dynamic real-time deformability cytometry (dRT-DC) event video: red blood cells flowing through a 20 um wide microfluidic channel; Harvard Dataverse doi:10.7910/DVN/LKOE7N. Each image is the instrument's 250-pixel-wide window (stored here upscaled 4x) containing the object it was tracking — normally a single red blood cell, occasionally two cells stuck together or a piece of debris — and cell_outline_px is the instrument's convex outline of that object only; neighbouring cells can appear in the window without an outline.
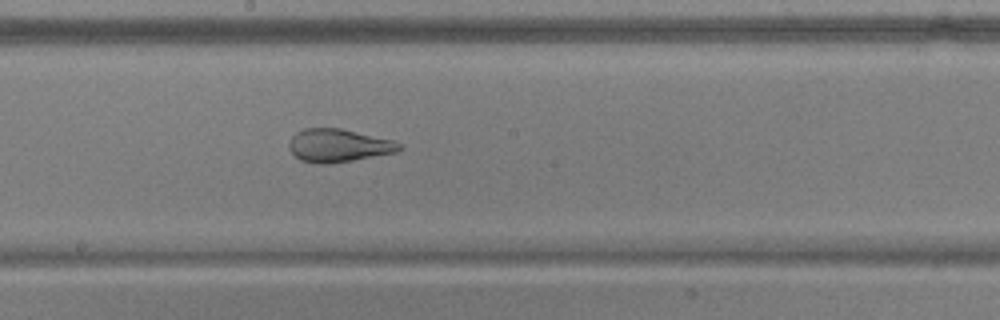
{"species": "common noctule bat (a hibernating species)", "species_latin": "Nyctalus noctula", "temperature_condition": "warm", "stored_images_in_passage": 33, "camera_frame_rate_fps": 3000, "um_per_image_px": 0.085, "animal": {"sex": "male", "body_mass_g": 17.9, "forearm_length_mm": 54.2}, "frame": {"image": 1, "passage_image": 16, "time_ms": 5.0, "image_size_px": [1000, 320], "cell_outline_px": [[404, 148], [396, 152], [352, 160], [328, 164], [316, 164], [300, 160], [288, 148], [288, 144], [292, 136], [296, 132], [304, 128], [340, 128], [392, 140], [404, 144]], "centroid_in_image_um": [28.76, 12.37], "position_along_channel_um": 219.4, "area_um2": 21.27}}
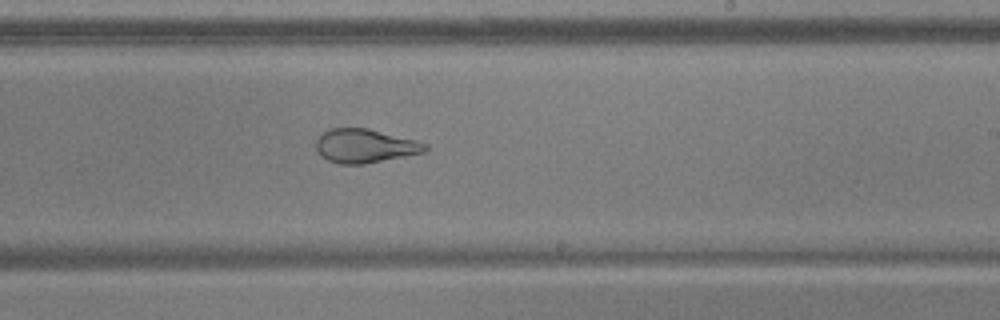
{"frame": {"image": 2, "passage_image": 19, "time_ms": 6.0, "image_size_px": [1000, 320], "cell_outline_px": [[428, 148], [424, 152], [364, 164], [340, 164], [328, 160], [320, 156], [316, 148], [316, 140], [328, 128], [368, 128], [416, 140], [428, 144]], "centroid_in_image_um": [31.01, 12.4], "position_along_channel_um": 258.0, "area_um2": 21.44}}
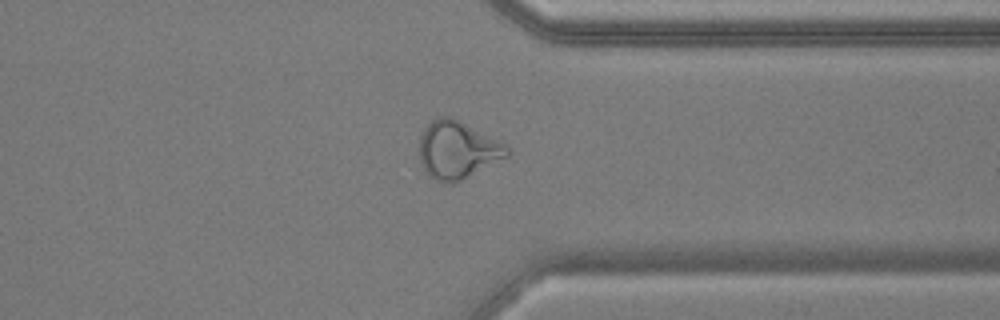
{"frame": {"image": 3, "passage_image": 28, "time_ms": 9.0, "image_size_px": [1000, 320], "cell_outline_px": [[512, 152], [508, 156], [452, 184], [444, 184], [428, 176], [420, 160], [420, 136], [424, 128], [436, 116], [452, 116], [508, 144]], "centroid_in_image_um": [38.9, 12.72], "position_along_channel_um": 372.5, "area_um2": 29.71}}